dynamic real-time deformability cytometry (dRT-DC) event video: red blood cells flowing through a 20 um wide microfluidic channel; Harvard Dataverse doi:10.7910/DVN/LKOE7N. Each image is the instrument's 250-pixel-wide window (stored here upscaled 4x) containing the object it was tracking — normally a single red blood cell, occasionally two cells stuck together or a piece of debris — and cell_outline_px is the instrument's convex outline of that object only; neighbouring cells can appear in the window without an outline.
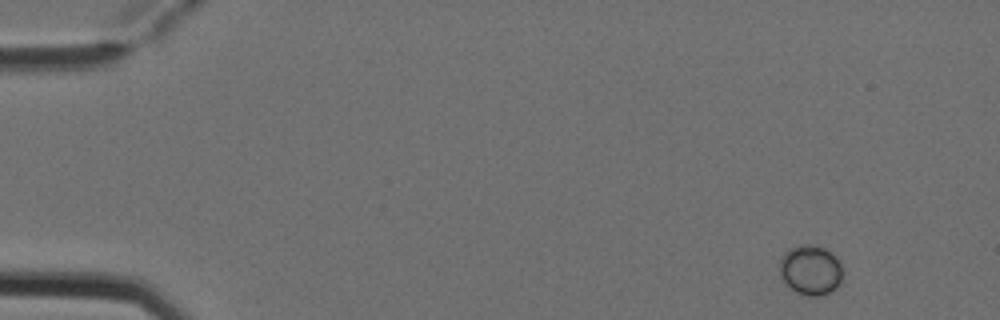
{"species": "Egyptian fruit bat (a non-hibernating species)", "species_latin": "Rousettus aegyptiacus", "temperature_condition": "cold", "stored_images_in_passage": 4, "camera_frame_rate_fps": 3000, "um_per_image_px": 0.085, "animal": {"sex": "female"}, "frame": {"image": 1, "passage_image": 1, "time_ms": 0.0, "image_size_px": [1000, 320], "cell_outline_px": [[844, 272], [840, 284], [836, 288], [820, 296], [808, 296], [796, 292], [784, 280], [780, 272], [780, 264], [784, 252], [792, 248], [812, 244], [824, 248], [840, 260]], "centroid_in_image_um": [68.96, 22.96], "position_along_channel_um": 16.0, "area_um2": 18.15}}
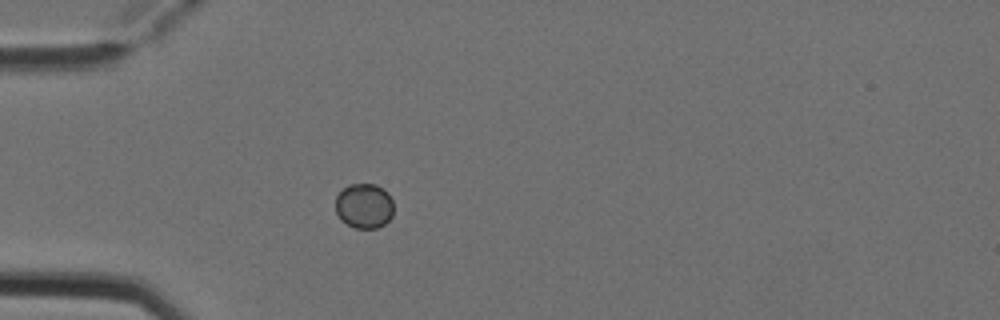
{"frame": {"image": 2, "passage_image": 4, "time_ms": 1.0, "image_size_px": [1000, 320], "cell_outline_px": [[392, 216], [384, 224], [376, 228], [356, 228], [340, 220], [336, 212], [336, 196], [348, 184], [376, 184], [384, 188], [388, 192], [392, 200]], "centroid_in_image_um": [30.95, 17.49], "position_along_channel_um": 54.0, "area_um2": 15.26}}